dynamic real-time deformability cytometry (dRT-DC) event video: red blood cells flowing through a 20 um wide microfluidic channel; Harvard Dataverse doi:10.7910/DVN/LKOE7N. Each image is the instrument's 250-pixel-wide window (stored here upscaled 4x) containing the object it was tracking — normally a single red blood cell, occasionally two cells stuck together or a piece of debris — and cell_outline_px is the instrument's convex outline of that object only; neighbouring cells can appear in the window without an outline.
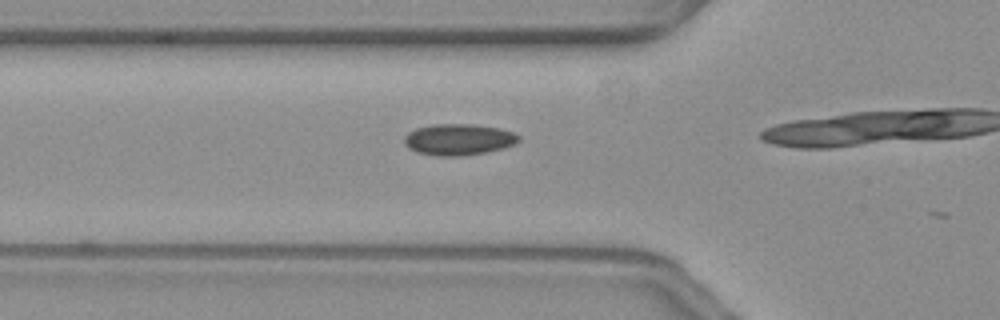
{"species": "common noctule bat (a hibernating species)", "species_latin": "Nyctalus noctula", "temperature_condition": "warm", "stored_images_in_passage": 5, "camera_frame_rate_fps": 3000, "um_per_image_px": 0.085, "animal": {"sex": "female", "body_mass_g": 19.3, "forearm_length_mm": 54.1}, "frame": {"image": 1, "passage_image": 4, "time_ms": 1.0, "image_size_px": [1000, 320], "cell_outline_px": [[520, 140], [516, 144], [504, 148], [484, 152], [460, 156], [440, 156], [416, 152], [408, 148], [404, 144], [404, 136], [408, 132], [416, 128], [432, 124], [472, 124], [500, 128], [512, 132], [520, 136]], "centroid_in_image_um": [38.97, 11.85], "position_along_channel_um": 86.8, "area_um2": 20.98}}